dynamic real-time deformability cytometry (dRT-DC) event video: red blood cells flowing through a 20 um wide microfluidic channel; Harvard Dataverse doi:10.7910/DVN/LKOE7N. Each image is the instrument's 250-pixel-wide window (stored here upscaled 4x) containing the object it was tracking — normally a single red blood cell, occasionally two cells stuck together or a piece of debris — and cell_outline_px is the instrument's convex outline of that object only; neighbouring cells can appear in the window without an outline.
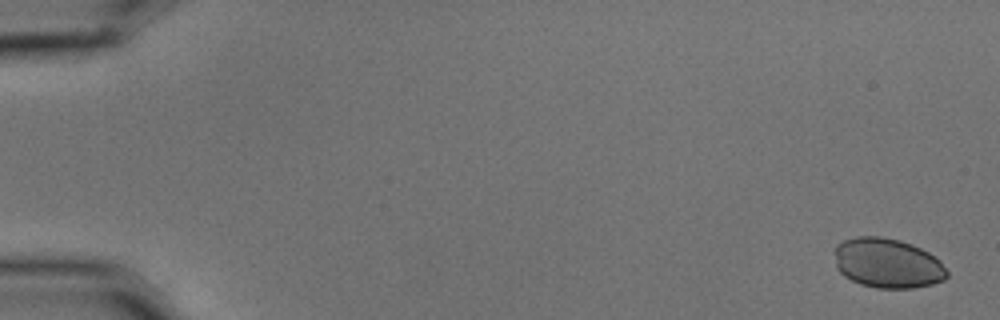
{"species": "common noctule bat (a hibernating species)", "species_latin": "Nyctalus noctula", "temperature_condition": "cold", "stored_images_in_passage": 6, "camera_frame_rate_fps": 3000, "um_per_image_px": 0.085, "animal": {"sex": "male", "body_mass_g": 15.6}, "frame": {"image": 1, "passage_image": 1, "time_ms": 0.0, "image_size_px": [1000, 320], "cell_outline_px": [[948, 276], [944, 280], [932, 284], [912, 288], [876, 288], [860, 284], [844, 276], [836, 268], [836, 244], [844, 240], [856, 236], [880, 236], [900, 240], [912, 244], [928, 252], [940, 260], [948, 272]], "centroid_in_image_um": [75.45, 22.37], "position_along_channel_um": 9.6, "area_um2": 32.71}}